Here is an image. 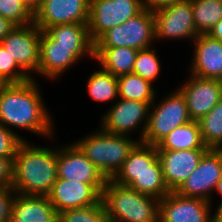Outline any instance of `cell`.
Here are the masks:
<instances>
[{
  "label": "cell",
  "mask_w": 222,
  "mask_h": 222,
  "mask_svg": "<svg viewBox=\"0 0 222 222\" xmlns=\"http://www.w3.org/2000/svg\"><path fill=\"white\" fill-rule=\"evenodd\" d=\"M40 92L34 78L5 84L0 89V123L11 131L15 127L52 139L55 126Z\"/></svg>",
  "instance_id": "1"
},
{
  "label": "cell",
  "mask_w": 222,
  "mask_h": 222,
  "mask_svg": "<svg viewBox=\"0 0 222 222\" xmlns=\"http://www.w3.org/2000/svg\"><path fill=\"white\" fill-rule=\"evenodd\" d=\"M28 142L20 144L13 159L12 187L18 194L47 196L58 178L57 149Z\"/></svg>",
  "instance_id": "2"
},
{
  "label": "cell",
  "mask_w": 222,
  "mask_h": 222,
  "mask_svg": "<svg viewBox=\"0 0 222 222\" xmlns=\"http://www.w3.org/2000/svg\"><path fill=\"white\" fill-rule=\"evenodd\" d=\"M108 222H159V199L107 179L101 197Z\"/></svg>",
  "instance_id": "3"
},
{
  "label": "cell",
  "mask_w": 222,
  "mask_h": 222,
  "mask_svg": "<svg viewBox=\"0 0 222 222\" xmlns=\"http://www.w3.org/2000/svg\"><path fill=\"white\" fill-rule=\"evenodd\" d=\"M138 142L128 135L110 134L99 127L95 133L74 141V144L106 179H112Z\"/></svg>",
  "instance_id": "4"
},
{
  "label": "cell",
  "mask_w": 222,
  "mask_h": 222,
  "mask_svg": "<svg viewBox=\"0 0 222 222\" xmlns=\"http://www.w3.org/2000/svg\"><path fill=\"white\" fill-rule=\"evenodd\" d=\"M155 39L154 13L143 9L125 23L109 28L94 41V58L104 49L132 47L137 50L152 47Z\"/></svg>",
  "instance_id": "5"
},
{
  "label": "cell",
  "mask_w": 222,
  "mask_h": 222,
  "mask_svg": "<svg viewBox=\"0 0 222 222\" xmlns=\"http://www.w3.org/2000/svg\"><path fill=\"white\" fill-rule=\"evenodd\" d=\"M170 94V95H169ZM151 104L142 143L157 145L173 129L191 120L184 96L179 90L169 92L157 105Z\"/></svg>",
  "instance_id": "6"
},
{
  "label": "cell",
  "mask_w": 222,
  "mask_h": 222,
  "mask_svg": "<svg viewBox=\"0 0 222 222\" xmlns=\"http://www.w3.org/2000/svg\"><path fill=\"white\" fill-rule=\"evenodd\" d=\"M152 103L120 98L101 117L102 126L100 127L104 132L119 135H130L131 131L134 132L137 131V128H141L138 139L139 142H142Z\"/></svg>",
  "instance_id": "7"
},
{
  "label": "cell",
  "mask_w": 222,
  "mask_h": 222,
  "mask_svg": "<svg viewBox=\"0 0 222 222\" xmlns=\"http://www.w3.org/2000/svg\"><path fill=\"white\" fill-rule=\"evenodd\" d=\"M142 10V0H90V39L94 42L106 30L125 23Z\"/></svg>",
  "instance_id": "8"
},
{
  "label": "cell",
  "mask_w": 222,
  "mask_h": 222,
  "mask_svg": "<svg viewBox=\"0 0 222 222\" xmlns=\"http://www.w3.org/2000/svg\"><path fill=\"white\" fill-rule=\"evenodd\" d=\"M155 39H192L199 33L193 21L192 0H182L156 10Z\"/></svg>",
  "instance_id": "9"
},
{
  "label": "cell",
  "mask_w": 222,
  "mask_h": 222,
  "mask_svg": "<svg viewBox=\"0 0 222 222\" xmlns=\"http://www.w3.org/2000/svg\"><path fill=\"white\" fill-rule=\"evenodd\" d=\"M41 29L34 23L16 26L0 42L15 62L30 76L37 73L40 63Z\"/></svg>",
  "instance_id": "10"
},
{
  "label": "cell",
  "mask_w": 222,
  "mask_h": 222,
  "mask_svg": "<svg viewBox=\"0 0 222 222\" xmlns=\"http://www.w3.org/2000/svg\"><path fill=\"white\" fill-rule=\"evenodd\" d=\"M222 177V149H209L200 159L197 168L175 191L184 197L211 200L212 191Z\"/></svg>",
  "instance_id": "11"
},
{
  "label": "cell",
  "mask_w": 222,
  "mask_h": 222,
  "mask_svg": "<svg viewBox=\"0 0 222 222\" xmlns=\"http://www.w3.org/2000/svg\"><path fill=\"white\" fill-rule=\"evenodd\" d=\"M56 162L58 178L91 184L102 195L107 179L74 143L57 148Z\"/></svg>",
  "instance_id": "12"
},
{
  "label": "cell",
  "mask_w": 222,
  "mask_h": 222,
  "mask_svg": "<svg viewBox=\"0 0 222 222\" xmlns=\"http://www.w3.org/2000/svg\"><path fill=\"white\" fill-rule=\"evenodd\" d=\"M90 0H43L33 12V23L42 31L62 24L88 23Z\"/></svg>",
  "instance_id": "13"
},
{
  "label": "cell",
  "mask_w": 222,
  "mask_h": 222,
  "mask_svg": "<svg viewBox=\"0 0 222 222\" xmlns=\"http://www.w3.org/2000/svg\"><path fill=\"white\" fill-rule=\"evenodd\" d=\"M211 204L170 192L159 201V222H213Z\"/></svg>",
  "instance_id": "14"
},
{
  "label": "cell",
  "mask_w": 222,
  "mask_h": 222,
  "mask_svg": "<svg viewBox=\"0 0 222 222\" xmlns=\"http://www.w3.org/2000/svg\"><path fill=\"white\" fill-rule=\"evenodd\" d=\"M178 90L185 98L191 120L198 121L222 99V80L190 74Z\"/></svg>",
  "instance_id": "15"
},
{
  "label": "cell",
  "mask_w": 222,
  "mask_h": 222,
  "mask_svg": "<svg viewBox=\"0 0 222 222\" xmlns=\"http://www.w3.org/2000/svg\"><path fill=\"white\" fill-rule=\"evenodd\" d=\"M209 148L191 150H157L163 178L170 192H175L197 168Z\"/></svg>",
  "instance_id": "16"
},
{
  "label": "cell",
  "mask_w": 222,
  "mask_h": 222,
  "mask_svg": "<svg viewBox=\"0 0 222 222\" xmlns=\"http://www.w3.org/2000/svg\"><path fill=\"white\" fill-rule=\"evenodd\" d=\"M57 214L97 204L102 195L88 183L57 178L47 195Z\"/></svg>",
  "instance_id": "17"
},
{
  "label": "cell",
  "mask_w": 222,
  "mask_h": 222,
  "mask_svg": "<svg viewBox=\"0 0 222 222\" xmlns=\"http://www.w3.org/2000/svg\"><path fill=\"white\" fill-rule=\"evenodd\" d=\"M193 43L195 48L190 74L222 80V42L207 34H199Z\"/></svg>",
  "instance_id": "18"
},
{
  "label": "cell",
  "mask_w": 222,
  "mask_h": 222,
  "mask_svg": "<svg viewBox=\"0 0 222 222\" xmlns=\"http://www.w3.org/2000/svg\"><path fill=\"white\" fill-rule=\"evenodd\" d=\"M77 61L79 59L73 54V47L57 46L45 31H41L38 75L49 79L59 78Z\"/></svg>",
  "instance_id": "19"
},
{
  "label": "cell",
  "mask_w": 222,
  "mask_h": 222,
  "mask_svg": "<svg viewBox=\"0 0 222 222\" xmlns=\"http://www.w3.org/2000/svg\"><path fill=\"white\" fill-rule=\"evenodd\" d=\"M10 222H58V214L47 196L17 193Z\"/></svg>",
  "instance_id": "20"
},
{
  "label": "cell",
  "mask_w": 222,
  "mask_h": 222,
  "mask_svg": "<svg viewBox=\"0 0 222 222\" xmlns=\"http://www.w3.org/2000/svg\"><path fill=\"white\" fill-rule=\"evenodd\" d=\"M88 23L62 24L48 27L45 32L57 46L73 47V54L81 60L88 55L94 59V42L90 39Z\"/></svg>",
  "instance_id": "21"
},
{
  "label": "cell",
  "mask_w": 222,
  "mask_h": 222,
  "mask_svg": "<svg viewBox=\"0 0 222 222\" xmlns=\"http://www.w3.org/2000/svg\"><path fill=\"white\" fill-rule=\"evenodd\" d=\"M157 158V146L138 142L111 180L129 187L139 176L149 170V166Z\"/></svg>",
  "instance_id": "22"
},
{
  "label": "cell",
  "mask_w": 222,
  "mask_h": 222,
  "mask_svg": "<svg viewBox=\"0 0 222 222\" xmlns=\"http://www.w3.org/2000/svg\"><path fill=\"white\" fill-rule=\"evenodd\" d=\"M138 51L132 47L104 48L94 59L99 62L100 68L119 77L133 73Z\"/></svg>",
  "instance_id": "23"
},
{
  "label": "cell",
  "mask_w": 222,
  "mask_h": 222,
  "mask_svg": "<svg viewBox=\"0 0 222 222\" xmlns=\"http://www.w3.org/2000/svg\"><path fill=\"white\" fill-rule=\"evenodd\" d=\"M156 146L157 150L208 148L202 141L198 122L193 120L173 129Z\"/></svg>",
  "instance_id": "24"
},
{
  "label": "cell",
  "mask_w": 222,
  "mask_h": 222,
  "mask_svg": "<svg viewBox=\"0 0 222 222\" xmlns=\"http://www.w3.org/2000/svg\"><path fill=\"white\" fill-rule=\"evenodd\" d=\"M118 78V96L126 100L154 102L157 94L153 84L135 73L121 75Z\"/></svg>",
  "instance_id": "25"
},
{
  "label": "cell",
  "mask_w": 222,
  "mask_h": 222,
  "mask_svg": "<svg viewBox=\"0 0 222 222\" xmlns=\"http://www.w3.org/2000/svg\"><path fill=\"white\" fill-rule=\"evenodd\" d=\"M87 91L98 103L118 100V78L101 68L87 78Z\"/></svg>",
  "instance_id": "26"
},
{
  "label": "cell",
  "mask_w": 222,
  "mask_h": 222,
  "mask_svg": "<svg viewBox=\"0 0 222 222\" xmlns=\"http://www.w3.org/2000/svg\"><path fill=\"white\" fill-rule=\"evenodd\" d=\"M129 187L159 200L170 193L165 184L161 163L158 158L149 166V170L139 176Z\"/></svg>",
  "instance_id": "27"
},
{
  "label": "cell",
  "mask_w": 222,
  "mask_h": 222,
  "mask_svg": "<svg viewBox=\"0 0 222 222\" xmlns=\"http://www.w3.org/2000/svg\"><path fill=\"white\" fill-rule=\"evenodd\" d=\"M193 21L199 34H207L222 20V0H192Z\"/></svg>",
  "instance_id": "28"
},
{
  "label": "cell",
  "mask_w": 222,
  "mask_h": 222,
  "mask_svg": "<svg viewBox=\"0 0 222 222\" xmlns=\"http://www.w3.org/2000/svg\"><path fill=\"white\" fill-rule=\"evenodd\" d=\"M197 122L204 145L209 149H222V99Z\"/></svg>",
  "instance_id": "29"
},
{
  "label": "cell",
  "mask_w": 222,
  "mask_h": 222,
  "mask_svg": "<svg viewBox=\"0 0 222 222\" xmlns=\"http://www.w3.org/2000/svg\"><path fill=\"white\" fill-rule=\"evenodd\" d=\"M58 222H108L102 199L94 205L74 208L58 214Z\"/></svg>",
  "instance_id": "30"
},
{
  "label": "cell",
  "mask_w": 222,
  "mask_h": 222,
  "mask_svg": "<svg viewBox=\"0 0 222 222\" xmlns=\"http://www.w3.org/2000/svg\"><path fill=\"white\" fill-rule=\"evenodd\" d=\"M160 70V61L155 48L149 47L137 52L133 73L138 74L153 84L156 78H158Z\"/></svg>",
  "instance_id": "31"
},
{
  "label": "cell",
  "mask_w": 222,
  "mask_h": 222,
  "mask_svg": "<svg viewBox=\"0 0 222 222\" xmlns=\"http://www.w3.org/2000/svg\"><path fill=\"white\" fill-rule=\"evenodd\" d=\"M0 16L15 26L33 23V11L23 0H0Z\"/></svg>",
  "instance_id": "32"
},
{
  "label": "cell",
  "mask_w": 222,
  "mask_h": 222,
  "mask_svg": "<svg viewBox=\"0 0 222 222\" xmlns=\"http://www.w3.org/2000/svg\"><path fill=\"white\" fill-rule=\"evenodd\" d=\"M0 79L4 84H20L32 79L0 44Z\"/></svg>",
  "instance_id": "33"
},
{
  "label": "cell",
  "mask_w": 222,
  "mask_h": 222,
  "mask_svg": "<svg viewBox=\"0 0 222 222\" xmlns=\"http://www.w3.org/2000/svg\"><path fill=\"white\" fill-rule=\"evenodd\" d=\"M23 139L0 123V158H14Z\"/></svg>",
  "instance_id": "34"
},
{
  "label": "cell",
  "mask_w": 222,
  "mask_h": 222,
  "mask_svg": "<svg viewBox=\"0 0 222 222\" xmlns=\"http://www.w3.org/2000/svg\"><path fill=\"white\" fill-rule=\"evenodd\" d=\"M16 194L12 186L0 188V222H10L13 200Z\"/></svg>",
  "instance_id": "35"
},
{
  "label": "cell",
  "mask_w": 222,
  "mask_h": 222,
  "mask_svg": "<svg viewBox=\"0 0 222 222\" xmlns=\"http://www.w3.org/2000/svg\"><path fill=\"white\" fill-rule=\"evenodd\" d=\"M13 159L0 158V188L13 185Z\"/></svg>",
  "instance_id": "36"
},
{
  "label": "cell",
  "mask_w": 222,
  "mask_h": 222,
  "mask_svg": "<svg viewBox=\"0 0 222 222\" xmlns=\"http://www.w3.org/2000/svg\"><path fill=\"white\" fill-rule=\"evenodd\" d=\"M182 0H142L143 9L154 12Z\"/></svg>",
  "instance_id": "37"
},
{
  "label": "cell",
  "mask_w": 222,
  "mask_h": 222,
  "mask_svg": "<svg viewBox=\"0 0 222 222\" xmlns=\"http://www.w3.org/2000/svg\"><path fill=\"white\" fill-rule=\"evenodd\" d=\"M15 27L9 20L0 16V42Z\"/></svg>",
  "instance_id": "38"
},
{
  "label": "cell",
  "mask_w": 222,
  "mask_h": 222,
  "mask_svg": "<svg viewBox=\"0 0 222 222\" xmlns=\"http://www.w3.org/2000/svg\"><path fill=\"white\" fill-rule=\"evenodd\" d=\"M207 35L222 42V20H220L216 25H214L211 30L207 33Z\"/></svg>",
  "instance_id": "39"
},
{
  "label": "cell",
  "mask_w": 222,
  "mask_h": 222,
  "mask_svg": "<svg viewBox=\"0 0 222 222\" xmlns=\"http://www.w3.org/2000/svg\"><path fill=\"white\" fill-rule=\"evenodd\" d=\"M213 222H222V200L219 203L215 213H213Z\"/></svg>",
  "instance_id": "40"
},
{
  "label": "cell",
  "mask_w": 222,
  "mask_h": 222,
  "mask_svg": "<svg viewBox=\"0 0 222 222\" xmlns=\"http://www.w3.org/2000/svg\"><path fill=\"white\" fill-rule=\"evenodd\" d=\"M34 12L43 0H23Z\"/></svg>",
  "instance_id": "41"
},
{
  "label": "cell",
  "mask_w": 222,
  "mask_h": 222,
  "mask_svg": "<svg viewBox=\"0 0 222 222\" xmlns=\"http://www.w3.org/2000/svg\"><path fill=\"white\" fill-rule=\"evenodd\" d=\"M215 191L221 195L222 197V177L221 179L217 182V185L215 187Z\"/></svg>",
  "instance_id": "42"
},
{
  "label": "cell",
  "mask_w": 222,
  "mask_h": 222,
  "mask_svg": "<svg viewBox=\"0 0 222 222\" xmlns=\"http://www.w3.org/2000/svg\"><path fill=\"white\" fill-rule=\"evenodd\" d=\"M5 84L1 81L0 79V89L4 86Z\"/></svg>",
  "instance_id": "43"
}]
</instances>
